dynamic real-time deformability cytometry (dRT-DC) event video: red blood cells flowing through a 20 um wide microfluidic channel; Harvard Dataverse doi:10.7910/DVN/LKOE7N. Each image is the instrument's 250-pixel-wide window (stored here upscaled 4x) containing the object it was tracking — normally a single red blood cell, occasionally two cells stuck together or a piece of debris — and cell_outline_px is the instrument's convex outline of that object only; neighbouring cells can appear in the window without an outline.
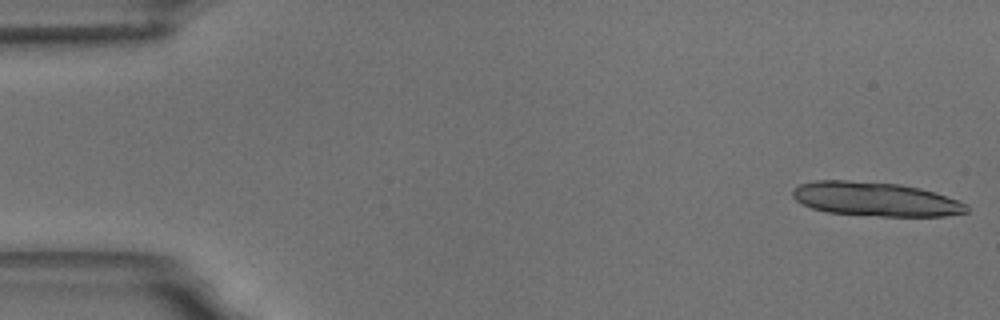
{"species": "common noctule bat (a hibernating species)", "species_latin": "Nyctalus noctula", "temperature_condition": "room temperature", "stored_images_in_passage": 15, "camera_frame_rate_fps": 3000, "um_per_image_px": 0.085, "animal": {"sex": "male", "body_mass_g": 18.8}, "frame": {"image": 1, "passage_image": 1, "time_ms": 0.0, "image_size_px": [1000, 320], "cell_outline_px": [[968, 212], [944, 216], [880, 216], [828, 212], [812, 208], [796, 200], [792, 196], [792, 188], [800, 184], [816, 180], [848, 180], [900, 184], [920, 188], [936, 192], [968, 204]], "centroid_in_image_um": [74.42, 16.92], "position_along_channel_um": 10.6, "area_um2": 34.56}}